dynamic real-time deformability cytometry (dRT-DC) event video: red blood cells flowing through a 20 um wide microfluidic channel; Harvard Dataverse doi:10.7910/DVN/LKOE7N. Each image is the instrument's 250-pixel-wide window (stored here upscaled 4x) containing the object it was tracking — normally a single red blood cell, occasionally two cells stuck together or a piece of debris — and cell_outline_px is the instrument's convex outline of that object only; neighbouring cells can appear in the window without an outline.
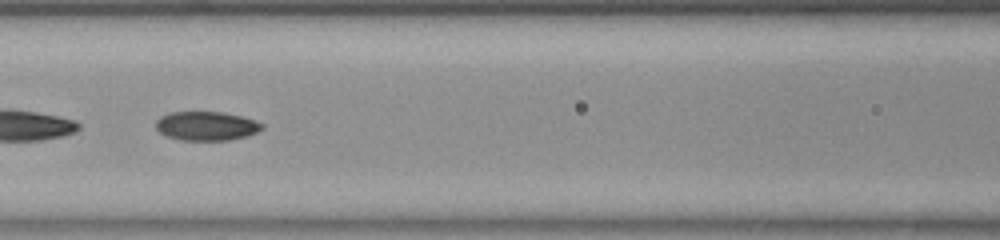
{"species": "common noctule bat (a hibernating species)", "species_latin": "Nyctalus noctula", "temperature_condition": "room temperature", "stored_images_in_passage": 28, "camera_frame_rate_fps": 3000, "um_per_image_px": 0.085, "animal": {"sex": "female", "body_mass_g": 23.0, "forearm_length_mm": 53.4}, "frame": {"image": 1, "passage_image": 13, "time_ms": 4.0, "image_size_px": [1000, 240], "cell_outline_px": [[264, 128], [248, 136], [228, 140], [180, 140], [168, 136], [160, 132], [156, 128], [156, 120], [160, 116], [168, 112], [224, 112], [256, 120], [264, 124]], "centroid_in_image_um": [17.56, 10.7], "position_along_channel_um": 149.0, "area_um2": 18.03}}
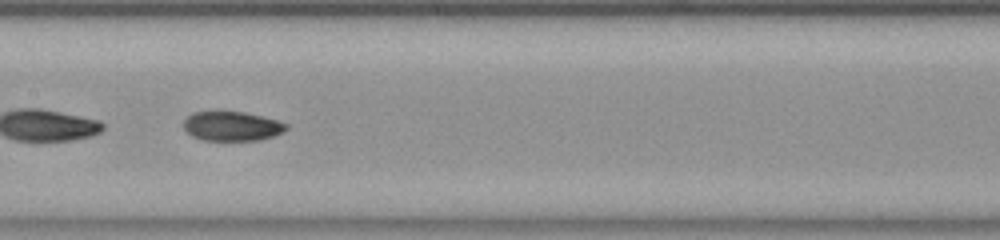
{"frame": {"image": 2, "passage_image": 16, "time_ms": 5.0, "image_size_px": [1000, 240], "cell_outline_px": [[288, 128], [284, 132], [276, 136], [260, 140], [204, 140], [192, 136], [184, 128], [184, 120], [192, 112], [216, 108], [244, 112], [276, 120], [288, 124]], "centroid_in_image_um": [19.69, 10.68], "position_along_channel_um": 187.7, "area_um2": 18.26}}